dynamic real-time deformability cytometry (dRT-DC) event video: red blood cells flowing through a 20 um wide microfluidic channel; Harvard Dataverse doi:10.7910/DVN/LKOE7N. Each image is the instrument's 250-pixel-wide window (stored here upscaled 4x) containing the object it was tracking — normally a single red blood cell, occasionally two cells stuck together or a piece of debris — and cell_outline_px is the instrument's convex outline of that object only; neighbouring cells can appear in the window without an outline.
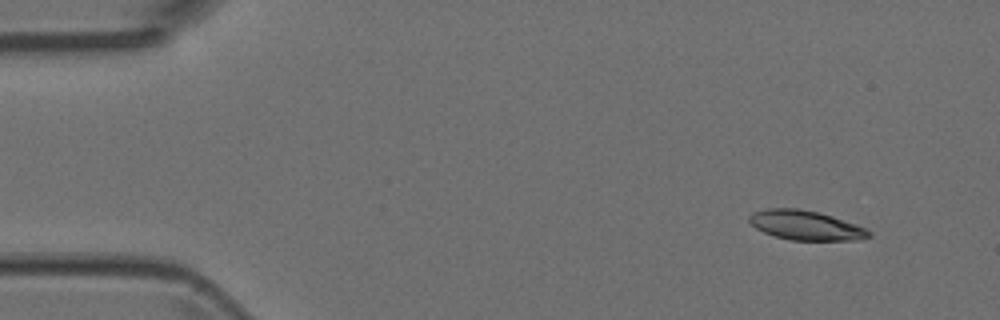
{"species": "Egyptian fruit bat (a non-hibernating species)", "species_latin": "Rousettus aegyptiacus", "temperature_condition": "room temperature", "stored_images_in_passage": 4, "camera_frame_rate_fps": 3000, "um_per_image_px": 0.085, "animal": {"sex": "female"}, "frame": {"image": 1, "passage_image": 1, "time_ms": 0.0, "image_size_px": [1000, 320], "cell_outline_px": [[872, 236], [860, 240], [792, 240], [776, 236], [764, 232], [756, 228], [748, 220], [748, 216], [752, 212], [768, 208], [796, 208], [816, 212], [832, 216], [856, 224], [872, 232]], "centroid_in_image_um": [68.49, 19.15], "position_along_channel_um": 16.5, "area_um2": 20.46}}
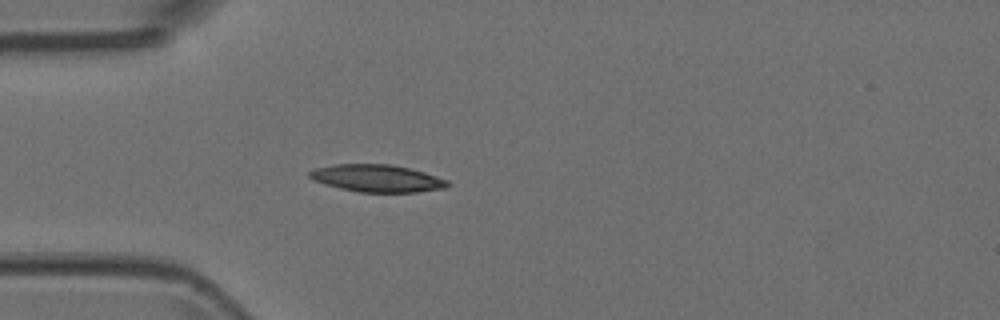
{"frame": {"image": 2, "passage_image": 4, "time_ms": 1.0, "image_size_px": [1000, 320], "cell_outline_px": [[452, 184], [444, 188], [416, 192], [360, 192], [340, 188], [324, 184], [312, 180], [308, 176], [308, 172], [316, 168], [336, 164], [388, 164], [408, 168], [424, 172], [448, 180]], "centroid_in_image_um": [32.04, 15.16], "position_along_channel_um": 53.0, "area_um2": 21.91}}